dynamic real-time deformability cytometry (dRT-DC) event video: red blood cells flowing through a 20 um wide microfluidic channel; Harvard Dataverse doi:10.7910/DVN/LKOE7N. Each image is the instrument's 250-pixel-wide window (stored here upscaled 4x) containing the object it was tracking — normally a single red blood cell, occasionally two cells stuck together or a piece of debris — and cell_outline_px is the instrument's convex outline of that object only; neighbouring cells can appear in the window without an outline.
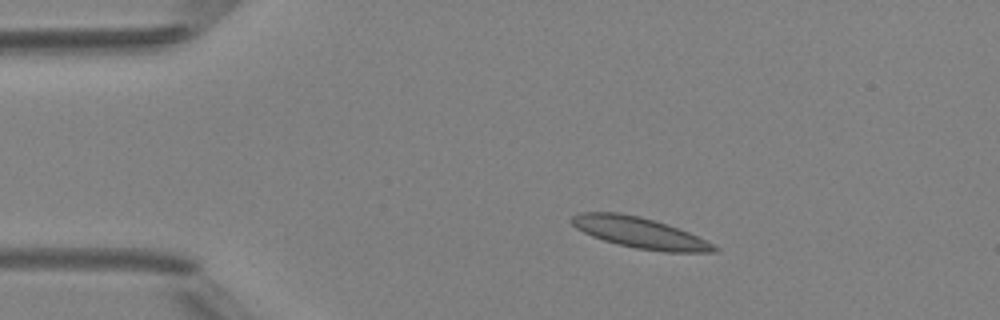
{"species": "Egyptian fruit bat (a non-hibernating species)", "species_latin": "Rousettus aegyptiacus", "temperature_condition": "room temperature", "stored_images_in_passage": 41, "camera_frame_rate_fps": 3000, "um_per_image_px": 0.085, "animal": {"sex": "female"}, "frame": {"image": 1, "passage_image": 1, "time_ms": 0.0, "image_size_px": [1000, 320], "cell_outline_px": [[720, 248], [716, 252], [664, 252], [636, 248], [604, 240], [592, 236], [576, 228], [572, 224], [572, 216], [580, 212], [616, 212], [640, 216], [656, 220], [668, 224], [688, 232]], "centroid_in_image_um": [54.38, 19.77], "position_along_channel_um": 30.6, "area_um2": 25.37}}
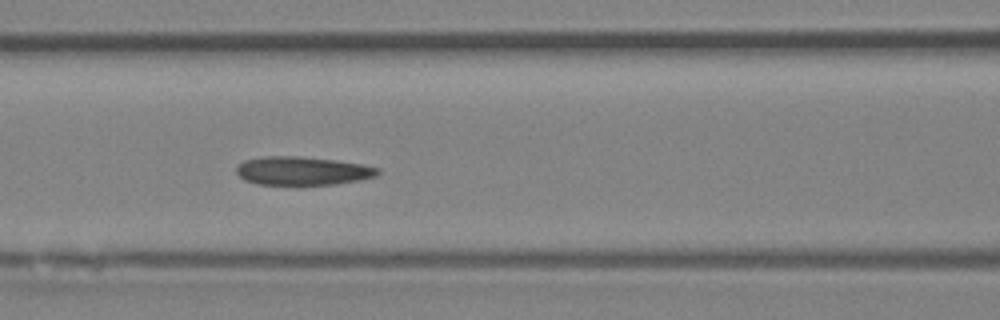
{"frame": {"image": 2, "passage_image": 13, "time_ms": 4.0, "image_size_px": [1000, 320], "cell_outline_px": [[380, 172], [376, 176], [360, 180], [336, 184], [260, 184], [244, 180], [236, 172], [236, 168], [244, 160], [264, 156], [300, 156], [332, 160], [360, 164], [380, 168]], "centroid_in_image_um": [25.71, 14.52], "position_along_channel_um": 140.9, "area_um2": 23.24}}
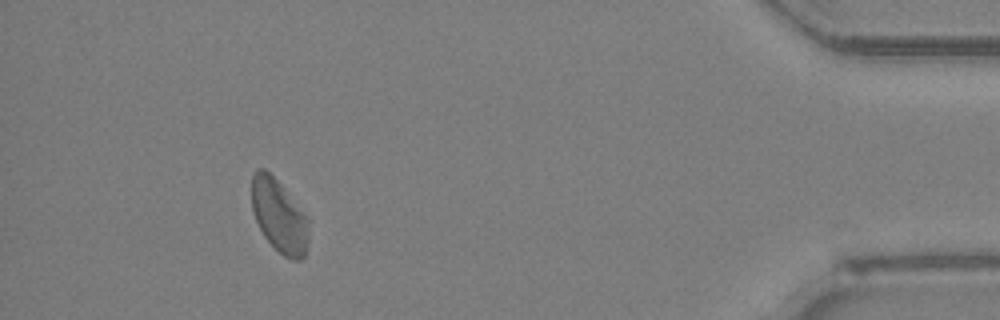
{"frame": {"image": 3, "passage_image": 37, "time_ms": 12.0, "image_size_px": [1000, 320], "cell_outline_px": [[308, 240], [304, 256], [300, 260], [292, 260], [284, 256], [264, 236], [252, 212], [252, 176], [256, 168], [264, 168], [280, 184], [308, 220]], "centroid_in_image_um": [23.7, 18.36], "position_along_channel_um": 411.5, "area_um2": 23.64}, "authors_computed_cell_mechanics": {"area_um2": 24.5072, "velocity_mm_per_s": 4.1499, "shape_relaxation_time_tau1_ms": null, "shape_relaxation_time_tau2_ms": 4.0813, "deformation_change_tau1": null, "deformation_change_tau2": 0.0907}}